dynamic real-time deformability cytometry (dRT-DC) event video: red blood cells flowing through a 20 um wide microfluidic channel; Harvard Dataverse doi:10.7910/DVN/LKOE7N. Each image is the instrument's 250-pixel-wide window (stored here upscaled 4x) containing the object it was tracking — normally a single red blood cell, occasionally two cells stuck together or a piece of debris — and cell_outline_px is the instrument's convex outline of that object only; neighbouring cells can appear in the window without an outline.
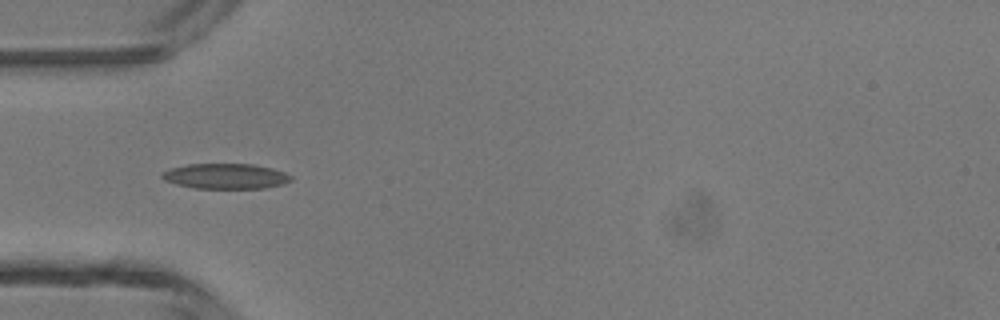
{"species": "common noctule bat (a hibernating species)", "species_latin": "Nyctalus noctula", "temperature_condition": "room temperature", "stored_images_in_passage": 33, "camera_frame_rate_fps": 3000, "um_per_image_px": 0.085, "animal": {"sex": "male", "body_mass_g": 13.3}, "frame": {"image": 1, "passage_image": 1, "time_ms": 0.0, "image_size_px": [1000, 320], "cell_outline_px": [[292, 180], [284, 184], [264, 188], [192, 188], [176, 184], [164, 180], [160, 176], [160, 172], [172, 168], [188, 164], [252, 164], [272, 168], [284, 172], [292, 176]], "centroid_in_image_um": [19.17, 14.98], "position_along_channel_um": 65.8, "area_um2": 19.07}}
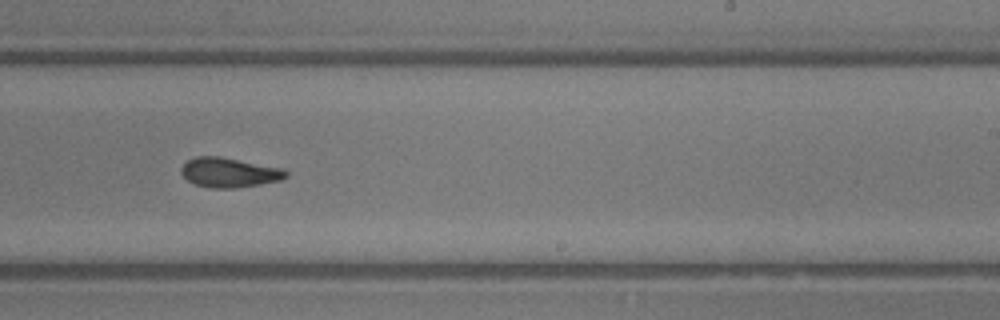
{"frame": {"image": 2, "passage_image": 15, "time_ms": 4.667, "image_size_px": [1000, 320], "cell_outline_px": [[288, 176], [280, 180], [260, 184], [236, 188], [208, 188], [196, 184], [188, 180], [180, 172], [180, 168], [188, 160], [196, 156], [220, 156], [284, 168], [288, 172]], "centroid_in_image_um": [19.5, 14.66], "position_along_channel_um": 269.5, "area_um2": 18.21}}
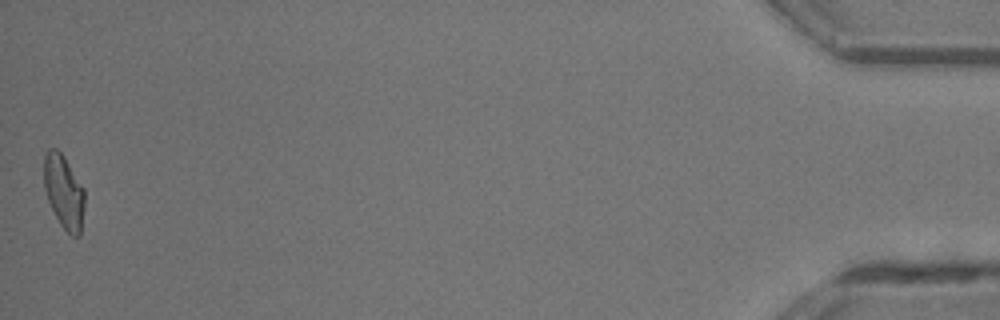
{"frame": {"image": 3, "passage_image": 33, "time_ms": 10.667, "image_size_px": [1000, 320], "cell_outline_px": [[84, 208], [80, 236], [72, 236], [60, 224], [48, 200], [44, 188], [44, 156], [48, 148], [56, 148], [64, 156], [84, 188]], "centroid_in_image_um": [5.43, 16.28], "position_along_channel_um": 429.8, "area_um2": 17.4}, "authors_computed_cell_mechanics": {"area_um2": 17.7446, "velocity_mm_per_s": 4.3674, "shape_relaxation_time_tau1_ms": 4.4664, "shape_relaxation_time_tau2_ms": 3.3242, "deformation_change_tau1": 0.1488, "deformation_change_tau2": 0.0987}}